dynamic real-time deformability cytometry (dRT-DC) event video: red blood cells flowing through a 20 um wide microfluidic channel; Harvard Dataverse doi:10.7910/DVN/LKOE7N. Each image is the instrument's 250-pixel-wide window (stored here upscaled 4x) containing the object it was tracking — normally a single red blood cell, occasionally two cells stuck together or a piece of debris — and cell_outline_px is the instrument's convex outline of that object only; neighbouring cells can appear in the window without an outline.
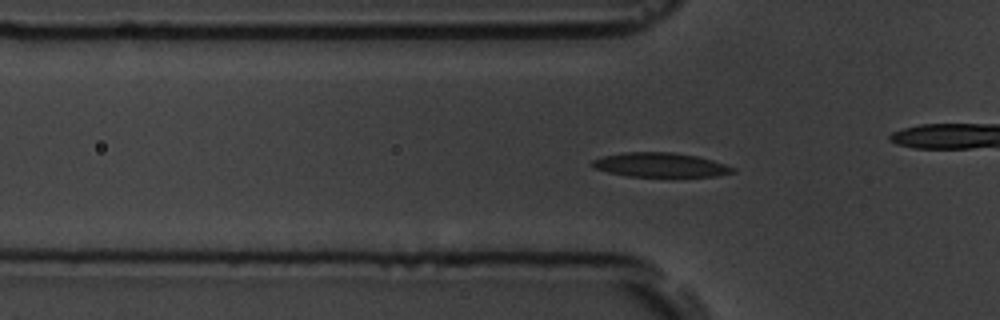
{"species": "common noctule bat (a hibernating species)", "species_latin": "Nyctalus noctula", "temperature_condition": "room temperature", "stored_images_in_passage": 46, "camera_frame_rate_fps": 3000, "um_per_image_px": 0.085, "animal": {"sex": "male", "body_mass_g": 19.5, "forearm_length_mm": 54.6}, "frame": {"image": 1, "passage_image": 7, "time_ms": 2.0, "image_size_px": [1000, 320], "cell_outline_px": [[736, 172], [716, 176], [672, 180], [628, 176], [608, 172], [592, 168], [592, 160], [604, 156], [624, 152], [676, 152], [696, 156], [712, 160], [736, 168]], "centroid_in_image_um": [56.19, 14.08], "position_along_channel_um": 69.6, "area_um2": 21.1}}
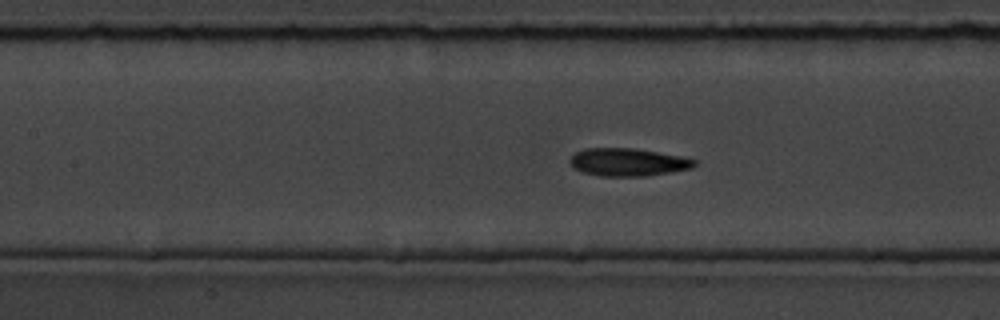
{"frame": {"image": 2, "passage_image": 14, "time_ms": 4.333, "image_size_px": [1000, 320], "cell_outline_px": [[696, 164], [692, 168], [672, 172], [648, 176], [600, 176], [584, 172], [572, 168], [568, 160], [576, 152], [584, 148], [632, 148], [680, 156], [696, 160]], "centroid_in_image_um": [53.34, 13.79], "position_along_channel_um": 154.1, "area_um2": 20.17}}
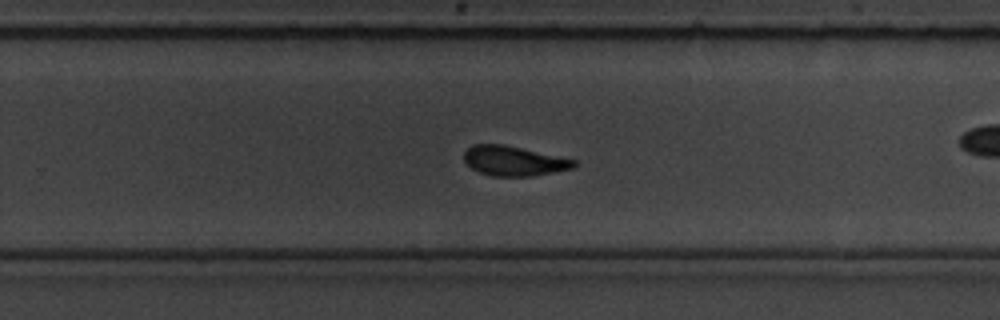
{"frame": {"image": 3, "passage_image": 25, "time_ms": 8.0, "image_size_px": [1000, 320], "cell_outline_px": [[576, 164], [572, 168], [532, 176], [492, 176], [480, 172], [472, 168], [464, 160], [464, 152], [472, 144], [504, 144], [576, 160]], "centroid_in_image_um": [43.64, 13.67], "position_along_channel_um": 286.2, "area_um2": 18.84}, "authors_computed_cell_mechanics": {"area_um2": 19.8254, "velocity_mm_per_s": 3.6153, "shape_relaxation_time_tau1_ms": 2.8015, "shape_relaxation_time_tau2_ms": 2.5064, "deformation_change_tau1": 0.1296, "deformation_change_tau2": 0.0832}}